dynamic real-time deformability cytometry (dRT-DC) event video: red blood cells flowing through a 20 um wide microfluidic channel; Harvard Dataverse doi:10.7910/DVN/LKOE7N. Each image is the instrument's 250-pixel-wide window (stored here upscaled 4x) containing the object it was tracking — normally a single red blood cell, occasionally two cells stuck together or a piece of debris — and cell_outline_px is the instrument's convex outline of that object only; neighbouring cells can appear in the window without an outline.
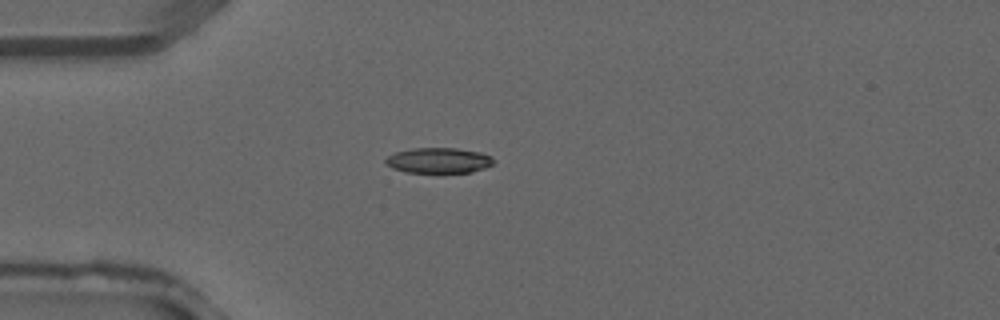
{"species": "common noctule bat (a hibernating species)", "species_latin": "Nyctalus noctula", "temperature_condition": "warm", "stored_images_in_passage": 6, "camera_frame_rate_fps": 3000, "um_per_image_px": 0.085, "animal": {"sex": "male", "forearm_length_mm": 52.5}, "frame": {"image": 1, "passage_image": 6, "time_ms": 1.667, "image_size_px": [1000, 320], "cell_outline_px": [[492, 164], [484, 168], [472, 172], [404, 172], [392, 168], [384, 160], [388, 156], [396, 152], [412, 148], [456, 148], [480, 152], [492, 156]], "centroid_in_image_um": [37.28, 13.63], "position_along_channel_um": 47.7, "area_um2": 15.84}}